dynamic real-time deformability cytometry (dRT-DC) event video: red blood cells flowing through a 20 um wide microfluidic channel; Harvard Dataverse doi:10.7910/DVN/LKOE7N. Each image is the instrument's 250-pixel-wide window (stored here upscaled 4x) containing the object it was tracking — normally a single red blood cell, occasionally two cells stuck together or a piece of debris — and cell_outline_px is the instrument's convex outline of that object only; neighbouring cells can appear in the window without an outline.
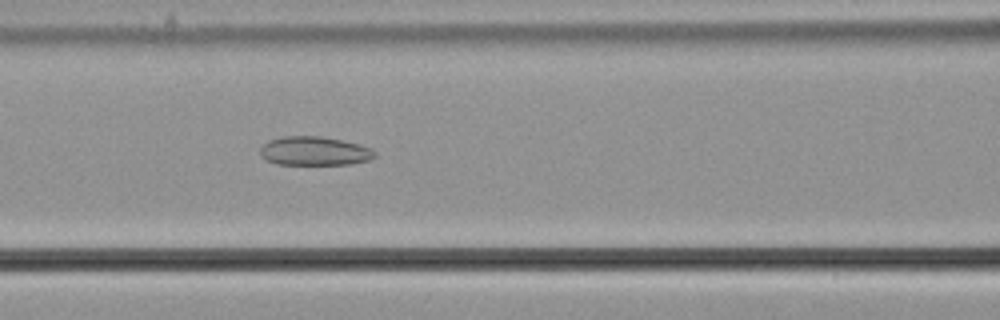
{"species": "common noctule bat (a hibernating species)", "species_latin": "Nyctalus noctula", "temperature_condition": "cold", "stored_images_in_passage": 39, "camera_frame_rate_fps": 3000, "um_per_image_px": 0.085, "animal": {"sex": "male", "body_mass_g": 21.5, "forearm_length_mm": 52.0}, "frame": {"image": 1, "passage_image": 7, "time_ms": 2.0, "image_size_px": [1000, 320], "cell_outline_px": [[376, 156], [368, 160], [352, 164], [276, 164], [264, 160], [260, 156], [260, 148], [268, 140], [280, 136], [320, 136], [360, 144], [372, 148], [376, 152]], "centroid_in_image_um": [26.7, 12.84], "position_along_channel_um": 139.9, "area_um2": 19.48}}
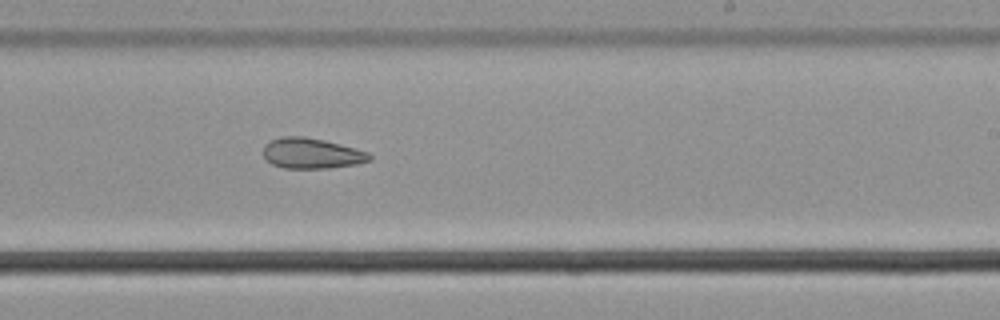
{"frame": {"image": 2, "passage_image": 17, "time_ms": 5.333, "image_size_px": [1000, 320], "cell_outline_px": [[372, 160], [356, 164], [328, 168], [284, 168], [272, 164], [264, 156], [264, 144], [280, 136], [304, 136], [324, 140], [356, 148], [368, 152], [372, 156]], "centroid_in_image_um": [26.5, 13.03], "position_along_channel_um": 262.5, "area_um2": 18.9}}
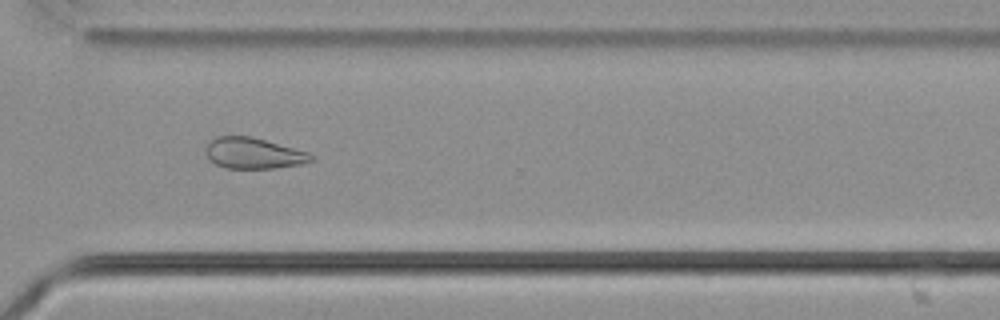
{"frame": {"image": 3, "passage_image": 24, "time_ms": 7.667, "image_size_px": [1000, 320], "cell_outline_px": [[316, 160], [300, 164], [276, 168], [224, 168], [208, 160], [204, 152], [204, 148], [216, 136], [252, 136], [308, 152], [316, 156]], "centroid_in_image_um": [21.54, 13.03], "position_along_channel_um": 349.1, "area_um2": 19.25}, "authors_computed_cell_mechanics": {"area_um2": 20.0566, "velocity_mm_per_s": 3.6921, "shape_relaxation_time_tau1_ms": null, "shape_relaxation_time_tau2_ms": 5.7491, "deformation_change_tau1": null, "deformation_change_tau2": 0.1243}}